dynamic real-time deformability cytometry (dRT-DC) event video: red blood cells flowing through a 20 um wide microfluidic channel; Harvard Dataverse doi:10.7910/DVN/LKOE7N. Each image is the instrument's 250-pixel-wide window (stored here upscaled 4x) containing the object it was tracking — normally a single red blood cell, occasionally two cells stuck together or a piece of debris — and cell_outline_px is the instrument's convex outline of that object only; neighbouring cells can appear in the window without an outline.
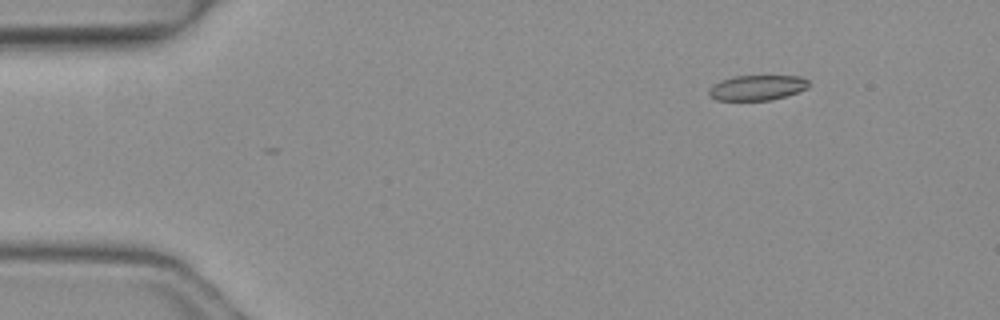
{"species": "common noctule bat (a hibernating species)", "species_latin": "Nyctalus noctula", "temperature_condition": "warm", "stored_images_in_passage": 3, "camera_frame_rate_fps": 3000, "um_per_image_px": 0.085, "animal": {"sex": "female", "body_mass_g": 19.3, "forearm_length_mm": 54.1}, "frame": {"image": 1, "passage_image": 1, "time_ms": 0.0, "image_size_px": [1000, 320], "cell_outline_px": [[808, 88], [772, 100], [716, 100], [708, 96], [708, 88], [712, 84], [720, 80], [732, 76], [800, 76], [808, 80]], "centroid_in_image_um": [64.29, 7.45], "position_along_channel_um": 20.7, "area_um2": 14.74}}